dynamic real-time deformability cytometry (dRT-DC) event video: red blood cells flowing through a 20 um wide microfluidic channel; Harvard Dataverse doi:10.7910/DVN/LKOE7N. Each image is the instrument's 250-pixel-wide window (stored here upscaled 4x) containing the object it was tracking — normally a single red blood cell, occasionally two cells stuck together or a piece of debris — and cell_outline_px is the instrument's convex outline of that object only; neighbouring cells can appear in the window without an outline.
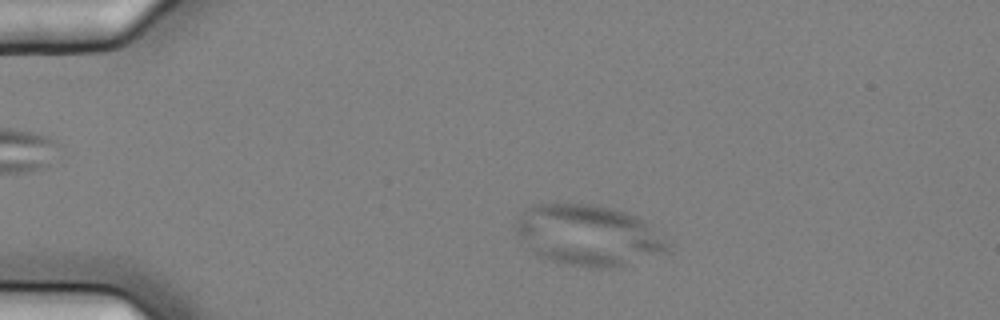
{"species": "common noctule bat (a hibernating species)", "species_latin": "Nyctalus noctula", "temperature_condition": "cold", "stored_images_in_passage": 4, "camera_frame_rate_fps": 3000, "um_per_image_px": 0.085, "animal": {"sex": "female", "body_mass_g": 25.1}, "frame": {"image": 1, "passage_image": 2, "time_ms": 0.333, "image_size_px": [1000, 320], "cell_outline_px": [[668, 252], [616, 268], [588, 268], [568, 264], [552, 260], [540, 256], [516, 232], [516, 220], [524, 208], [532, 204], [556, 200], [596, 204], [612, 208], [636, 216], [668, 244]], "centroid_in_image_um": [49.94, 19.95], "position_along_channel_um": 35.1, "area_um2": 53.87}}